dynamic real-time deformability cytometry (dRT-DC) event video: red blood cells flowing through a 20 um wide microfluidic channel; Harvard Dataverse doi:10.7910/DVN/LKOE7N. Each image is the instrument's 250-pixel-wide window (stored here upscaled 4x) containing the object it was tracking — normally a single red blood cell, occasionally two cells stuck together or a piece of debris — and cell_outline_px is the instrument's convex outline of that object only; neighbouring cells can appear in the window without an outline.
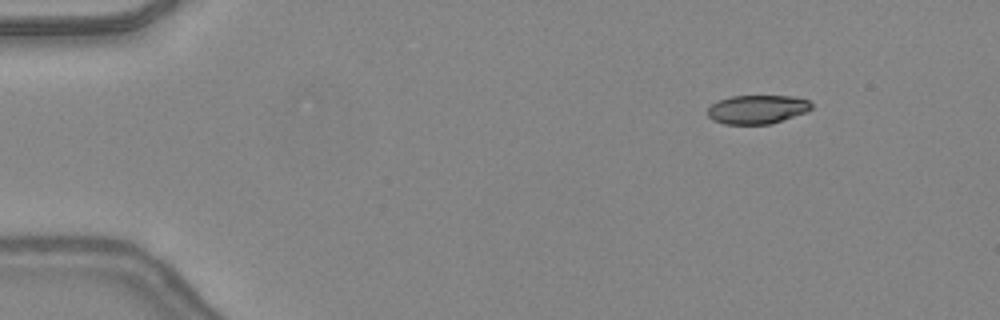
{"species": "common noctule bat (a hibernating species)", "species_latin": "Nyctalus noctula", "temperature_condition": "warm", "stored_images_in_passage": 42, "camera_frame_rate_fps": 3000, "um_per_image_px": 0.085, "animal": {"sex": "female", "body_mass_g": 24.6, "forearm_length_mm": 56.2}, "frame": {"image": 1, "passage_image": 1, "time_ms": 0.0, "image_size_px": [1000, 320], "cell_outline_px": [[812, 108], [808, 112], [772, 124], [724, 124], [712, 120], [708, 116], [708, 108], [712, 104], [720, 100], [732, 96], [792, 96], [808, 100], [812, 104]], "centroid_in_image_um": [64.39, 9.31], "position_along_channel_um": 20.6, "area_um2": 17.51}}
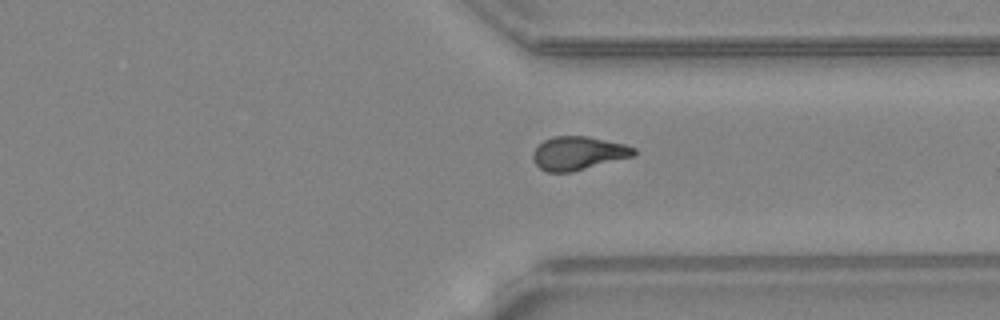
{"frame": {"image": 2, "passage_image": 31, "time_ms": 10.0, "image_size_px": [1000, 320], "cell_outline_px": [[636, 156], [572, 172], [548, 172], [540, 168], [532, 160], [532, 152], [544, 140], [552, 136], [588, 136], [624, 144], [636, 148]], "centroid_in_image_um": [49.17, 13.02], "position_along_channel_um": 362.2, "area_um2": 19.88}}
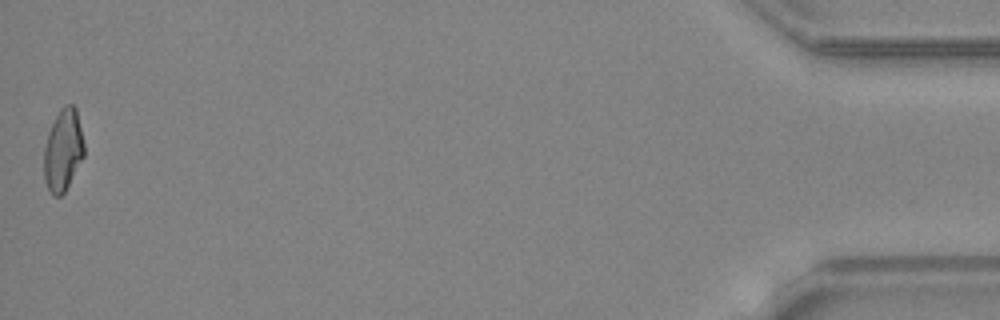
{"frame": {"image": 3, "passage_image": 42, "time_ms": 13.667, "image_size_px": [1000, 320], "cell_outline_px": [[84, 156], [64, 192], [60, 196], [52, 196], [44, 180], [44, 148], [48, 132], [60, 108], [64, 104], [72, 104], [76, 108], [84, 144]], "centroid_in_image_um": [5.35, 12.76], "position_along_channel_um": 429.8, "area_um2": 19.07}, "authors_computed_cell_mechanics": {"area_um2": 19.4786, "velocity_mm_per_s": 4.4188, "shape_relaxation_time_tau1_ms": null, "shape_relaxation_time_tau2_ms": 3.1542, "deformation_change_tau1": null, "deformation_change_tau2": 0.1132}}